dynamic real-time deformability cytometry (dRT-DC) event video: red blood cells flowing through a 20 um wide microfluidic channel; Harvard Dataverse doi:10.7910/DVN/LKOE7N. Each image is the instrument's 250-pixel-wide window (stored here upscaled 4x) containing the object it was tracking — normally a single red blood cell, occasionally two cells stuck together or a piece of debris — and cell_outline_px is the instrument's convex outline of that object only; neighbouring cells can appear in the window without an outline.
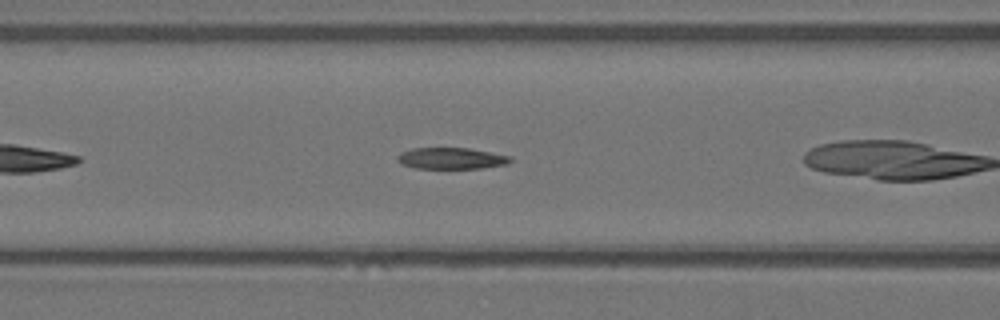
{"species": "Egyptian fruit bat (a non-hibernating species)", "species_latin": "Rousettus aegyptiacus", "temperature_condition": "warm", "stored_images_in_passage": 42, "camera_frame_rate_fps": 3000, "um_per_image_px": 0.085, "animal": {"sex": "female"}, "frame": {"image": 1, "passage_image": 7, "time_ms": 2.0, "image_size_px": [1000, 320], "cell_outline_px": [[512, 160], [508, 164], [484, 168], [416, 168], [400, 164], [396, 160], [396, 156], [400, 152], [412, 148], [468, 148], [512, 156]], "centroid_in_image_um": [38.34, 13.46], "position_along_channel_um": 128.3, "area_um2": 14.22}, "authors_computed_cell_mechanics": {"area_um2": 14.5945, "velocity_mm_per_s": 3.5887, "shape_relaxation_time_tau1_ms": 9.8654, "shape_relaxation_time_tau2_ms": 1.9227, "deformation_change_tau1": 0.2785, "deformation_change_tau2": 0.0877}}